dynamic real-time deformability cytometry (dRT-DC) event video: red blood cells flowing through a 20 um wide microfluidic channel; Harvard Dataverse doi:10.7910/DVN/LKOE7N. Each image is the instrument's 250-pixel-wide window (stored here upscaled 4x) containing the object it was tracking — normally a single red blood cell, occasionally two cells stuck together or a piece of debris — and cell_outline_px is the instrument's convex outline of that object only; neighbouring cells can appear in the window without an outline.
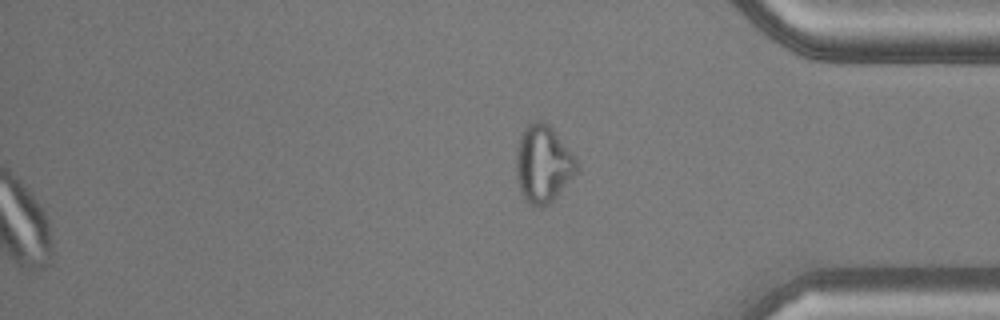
{"species": "common noctule bat (a hibernating species)", "species_latin": "Nyctalus noctula", "temperature_condition": "warm", "stored_images_in_passage": 44, "camera_frame_rate_fps": 3000, "um_per_image_px": 0.085, "animal": {"sex": "male", "body_mass_g": 20.5, "forearm_length_mm": 52.5}, "frame": {"image": 1, "passage_image": 44, "time_ms": 14.333, "image_size_px": [1000, 320], "cell_outline_px": [[576, 172], [556, 196], [548, 204], [540, 208], [528, 204], [524, 200], [516, 176], [516, 148], [520, 136], [524, 128], [528, 124], [536, 120], [540, 120], [548, 124], [552, 128], [576, 160]], "centroid_in_image_um": [46.11, 13.94], "position_along_channel_um": 389.1, "area_um2": 26.88}}